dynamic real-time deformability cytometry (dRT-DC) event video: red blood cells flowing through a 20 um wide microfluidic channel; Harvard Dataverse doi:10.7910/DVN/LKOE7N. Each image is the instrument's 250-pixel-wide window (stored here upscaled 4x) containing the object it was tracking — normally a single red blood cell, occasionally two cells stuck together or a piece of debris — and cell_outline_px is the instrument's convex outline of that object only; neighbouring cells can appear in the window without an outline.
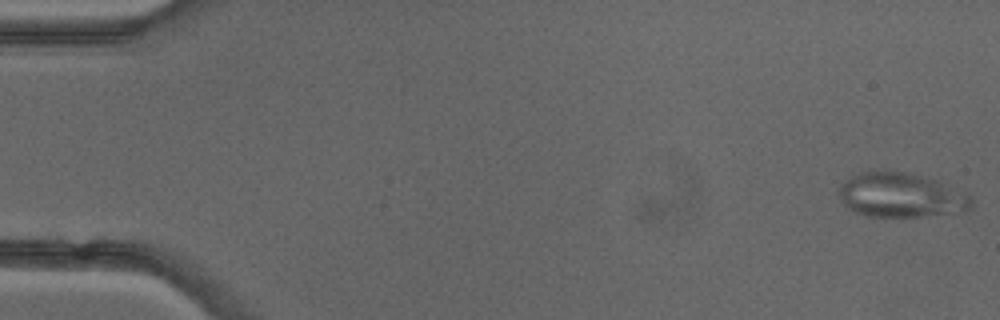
{"species": "common noctule bat (a hibernating species)", "species_latin": "Nyctalus noctula", "temperature_condition": "cold", "stored_images_in_passage": 10, "camera_frame_rate_fps": 3000, "um_per_image_px": 0.085, "animal": {"sex": "female"}, "frame": {"image": 1, "passage_image": 1, "time_ms": 0.0, "image_size_px": [1000, 320], "cell_outline_px": [[972, 208], [964, 212], [920, 216], [864, 216], [848, 208], [840, 200], [836, 192], [840, 184], [844, 180], [868, 168], [912, 172], [940, 180], [972, 196]], "centroid_in_image_um": [76.56, 16.54], "position_along_channel_um": 8.4, "area_um2": 35.55}}